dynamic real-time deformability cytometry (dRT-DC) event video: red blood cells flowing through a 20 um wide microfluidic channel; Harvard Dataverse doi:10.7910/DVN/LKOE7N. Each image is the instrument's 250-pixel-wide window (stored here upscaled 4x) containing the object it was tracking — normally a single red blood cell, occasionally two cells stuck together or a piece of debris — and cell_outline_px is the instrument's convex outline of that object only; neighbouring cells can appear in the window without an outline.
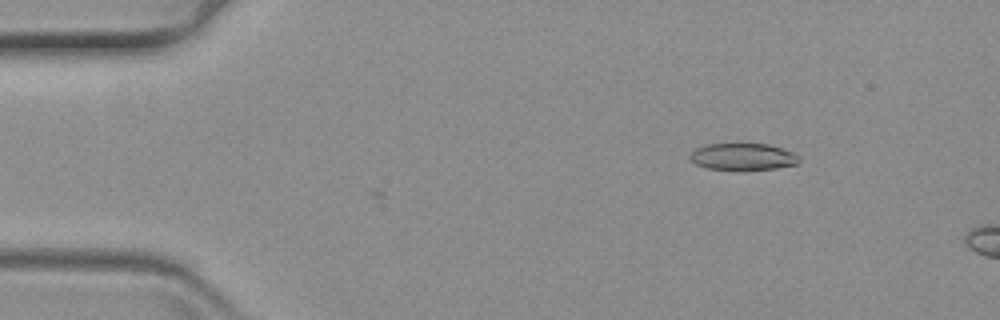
{"species": "common noctule bat (a hibernating species)", "species_latin": "Nyctalus noctula", "temperature_condition": "warm", "stored_images_in_passage": 3, "camera_frame_rate_fps": 3000, "um_per_image_px": 0.085, "animal": {"sex": "female", "body_mass_g": 19.3, "forearm_length_mm": 54.1}, "frame": {"image": 1, "passage_image": 3, "time_ms": 0.667, "image_size_px": [1000, 320], "cell_outline_px": [[800, 160], [796, 164], [776, 168], [708, 168], [696, 164], [688, 156], [696, 148], [708, 144], [768, 144], [792, 152]], "centroid_in_image_um": [63.12, 13.29], "position_along_channel_um": 21.9, "area_um2": 16.3}}